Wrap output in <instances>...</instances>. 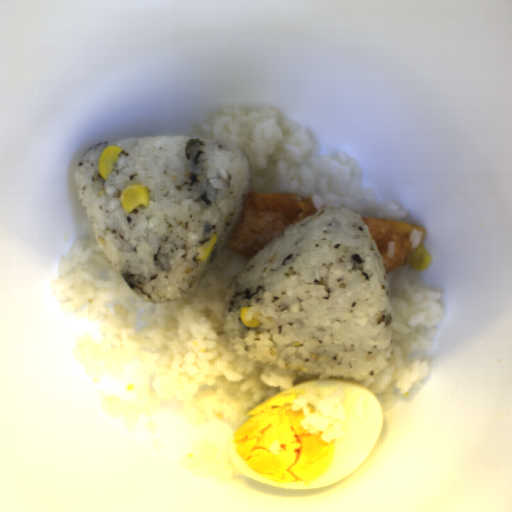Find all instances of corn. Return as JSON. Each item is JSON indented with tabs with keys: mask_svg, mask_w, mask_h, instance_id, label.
<instances>
[{
	"mask_svg": "<svg viewBox=\"0 0 512 512\" xmlns=\"http://www.w3.org/2000/svg\"><path fill=\"white\" fill-rule=\"evenodd\" d=\"M218 242V236L213 235L208 241H206L204 244H202L198 250L195 260L202 261L205 260L212 250L214 249L215 245Z\"/></svg>",
	"mask_w": 512,
	"mask_h": 512,
	"instance_id": "cfcad685",
	"label": "corn"
},
{
	"mask_svg": "<svg viewBox=\"0 0 512 512\" xmlns=\"http://www.w3.org/2000/svg\"><path fill=\"white\" fill-rule=\"evenodd\" d=\"M120 201L127 213H132L140 207H148V189L140 182L132 183L120 194Z\"/></svg>",
	"mask_w": 512,
	"mask_h": 512,
	"instance_id": "51d56268",
	"label": "corn"
},
{
	"mask_svg": "<svg viewBox=\"0 0 512 512\" xmlns=\"http://www.w3.org/2000/svg\"><path fill=\"white\" fill-rule=\"evenodd\" d=\"M250 308H251V306L240 307V310H239L240 320L243 323V325L248 328L257 327L261 323V322H258V317L262 316V315L260 314V312H255V313H253L251 320H247L246 314H247L248 310H250Z\"/></svg>",
	"mask_w": 512,
	"mask_h": 512,
	"instance_id": "2b8c4276",
	"label": "corn"
},
{
	"mask_svg": "<svg viewBox=\"0 0 512 512\" xmlns=\"http://www.w3.org/2000/svg\"><path fill=\"white\" fill-rule=\"evenodd\" d=\"M121 149L119 146L110 145L103 150L99 160V171L103 180L109 177Z\"/></svg>",
	"mask_w": 512,
	"mask_h": 512,
	"instance_id": "f1292c28",
	"label": "corn"
},
{
	"mask_svg": "<svg viewBox=\"0 0 512 512\" xmlns=\"http://www.w3.org/2000/svg\"><path fill=\"white\" fill-rule=\"evenodd\" d=\"M432 255L427 248L421 245L413 250L410 261L408 262L412 270L422 271L429 267Z\"/></svg>",
	"mask_w": 512,
	"mask_h": 512,
	"instance_id": "5cfa1b94",
	"label": "corn"
}]
</instances>
